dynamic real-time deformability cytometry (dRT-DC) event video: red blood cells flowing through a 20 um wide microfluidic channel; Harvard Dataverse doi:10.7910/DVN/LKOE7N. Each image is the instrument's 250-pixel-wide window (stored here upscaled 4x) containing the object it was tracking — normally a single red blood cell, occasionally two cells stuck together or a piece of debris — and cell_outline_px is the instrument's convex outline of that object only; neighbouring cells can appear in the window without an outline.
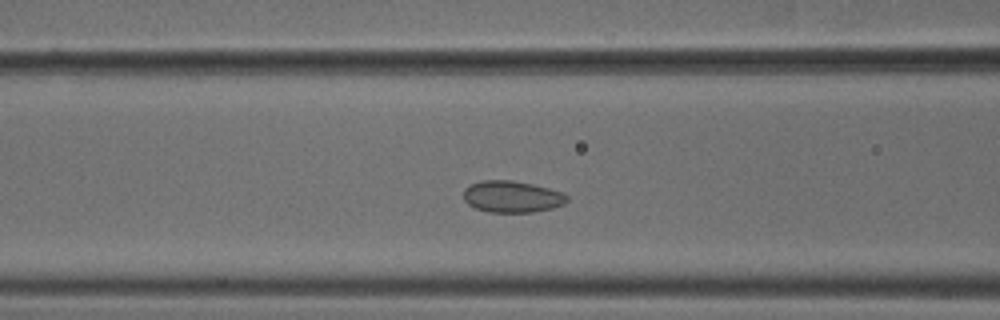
{"species": "common noctule bat (a hibernating species)", "species_latin": "Nyctalus noctula", "temperature_condition": "cold", "stored_images_in_passage": 44, "camera_frame_rate_fps": 3000, "um_per_image_px": 0.085, "animal": {"sex": "male", "body_mass_g": 18.8}, "frame": {"image": 1, "passage_image": 15, "time_ms": 4.667, "image_size_px": [1000, 320], "cell_outline_px": [[568, 200], [564, 204], [552, 208], [532, 212], [488, 212], [476, 208], [468, 204], [464, 200], [464, 188], [472, 184], [484, 180], [512, 180], [532, 184], [564, 192], [568, 196]], "centroid_in_image_um": [43.54, 16.71], "position_along_channel_um": 123.1, "area_um2": 19.07}}
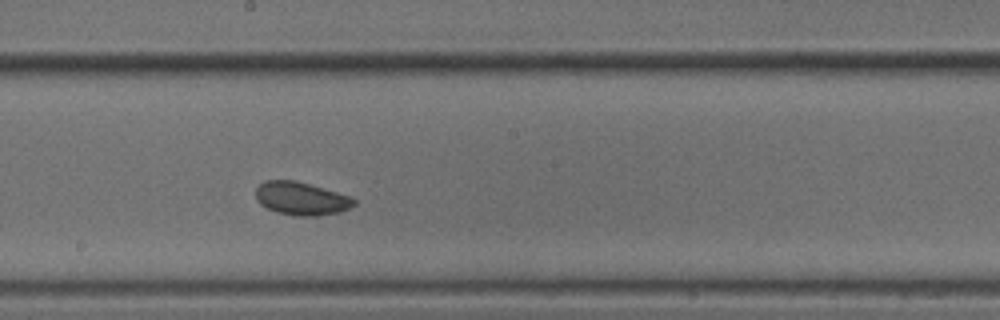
{"frame": {"image": 2, "passage_image": 23, "time_ms": 7.333, "image_size_px": [1000, 320], "cell_outline_px": [[356, 204], [352, 208], [340, 212], [316, 216], [296, 216], [276, 212], [260, 204], [256, 200], [256, 188], [264, 180], [296, 180], [352, 196], [356, 200]], "centroid_in_image_um": [25.64, 16.87], "position_along_channel_um": 222.6, "area_um2": 19.25}}
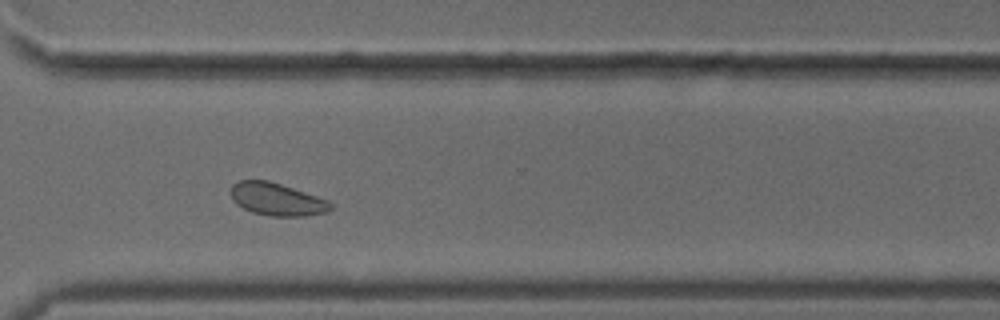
{"frame": {"image": 3, "passage_image": 33, "time_ms": 10.667, "image_size_px": [1000, 320], "cell_outline_px": [[332, 208], [328, 212], [304, 216], [272, 216], [252, 212], [236, 204], [232, 200], [232, 184], [236, 180], [268, 180], [328, 200], [332, 204]], "centroid_in_image_um": [23.52, 16.94], "position_along_channel_um": 347.1, "area_um2": 18.84}, "authors_computed_cell_mechanics": {"area_um2": 19.5942, "velocity_mm_per_s": 3.7312, "shape_relaxation_time_tau1_ms": null, "shape_relaxation_time_tau2_ms": 3.2964, "deformation_change_tau1": null, "deformation_change_tau2": 0.043}}